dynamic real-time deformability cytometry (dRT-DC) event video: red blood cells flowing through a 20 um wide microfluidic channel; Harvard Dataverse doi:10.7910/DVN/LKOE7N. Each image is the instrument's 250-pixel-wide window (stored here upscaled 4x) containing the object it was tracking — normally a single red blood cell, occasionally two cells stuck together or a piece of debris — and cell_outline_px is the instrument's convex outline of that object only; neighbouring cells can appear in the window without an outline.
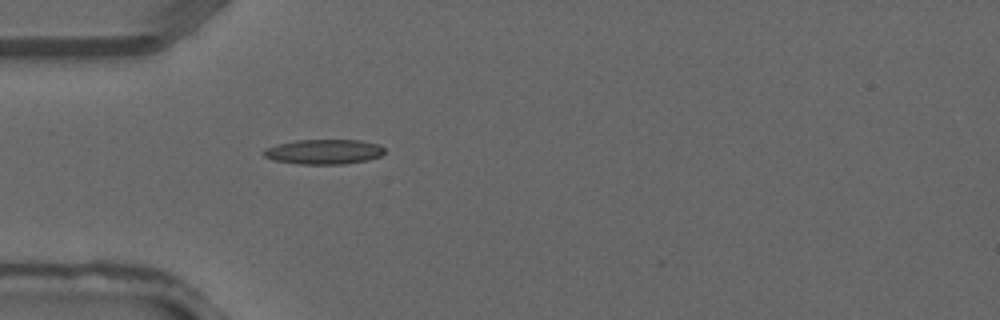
{"species": "common noctule bat (a hibernating species)", "species_latin": "Nyctalus noctula", "temperature_condition": "warm", "stored_images_in_passage": 1, "camera_frame_rate_fps": 3000, "um_per_image_px": 0.085, "animal": {"sex": "male", "forearm_length_mm": 52.5}, "frame": {"image": 1, "passage_image": 1, "time_ms": 0.0, "image_size_px": [1000, 320], "cell_outline_px": [[384, 152], [380, 156], [368, 160], [344, 164], [300, 164], [272, 160], [264, 156], [264, 148], [296, 140], [360, 140], [380, 144], [384, 148]], "centroid_in_image_um": [27.55, 12.9], "position_along_channel_um": 57.4, "area_um2": 17.51}}